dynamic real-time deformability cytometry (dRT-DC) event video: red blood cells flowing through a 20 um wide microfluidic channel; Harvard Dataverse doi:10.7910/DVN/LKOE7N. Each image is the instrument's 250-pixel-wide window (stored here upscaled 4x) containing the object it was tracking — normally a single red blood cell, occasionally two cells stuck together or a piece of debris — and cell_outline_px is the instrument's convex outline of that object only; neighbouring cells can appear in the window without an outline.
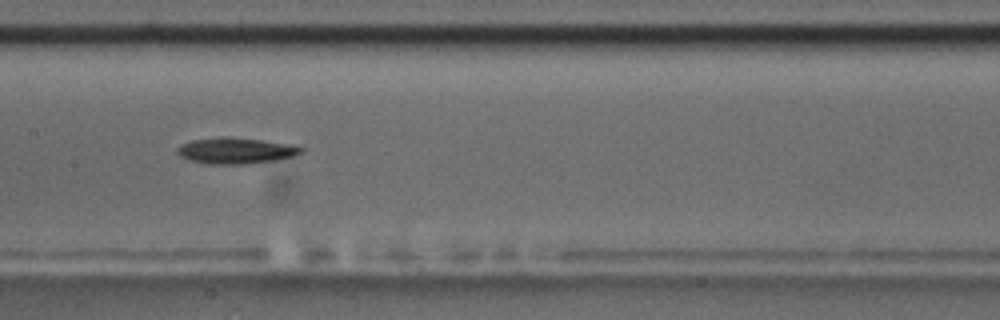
{"species": "common noctule bat (a hibernating species)", "species_latin": "Nyctalus noctula", "temperature_condition": "room temperature", "stored_images_in_passage": 6, "camera_frame_rate_fps": 3000, "um_per_image_px": 0.085, "animal": {"sex": "male", "body_mass_g": 17.5, "forearm_length_mm": 52.3}, "frame": {"image": 1, "passage_image": 5, "time_ms": 4.667, "image_size_px": [1000, 320], "cell_outline_px": [[304, 152], [296, 156], [276, 160], [248, 164], [204, 164], [188, 160], [180, 156], [176, 152], [176, 148], [180, 144], [192, 140], [220, 136], [228, 136], [296, 144], [304, 148]], "centroid_in_image_um": [20.07, 12.8], "position_along_channel_um": 187.3, "area_um2": 19.42}}